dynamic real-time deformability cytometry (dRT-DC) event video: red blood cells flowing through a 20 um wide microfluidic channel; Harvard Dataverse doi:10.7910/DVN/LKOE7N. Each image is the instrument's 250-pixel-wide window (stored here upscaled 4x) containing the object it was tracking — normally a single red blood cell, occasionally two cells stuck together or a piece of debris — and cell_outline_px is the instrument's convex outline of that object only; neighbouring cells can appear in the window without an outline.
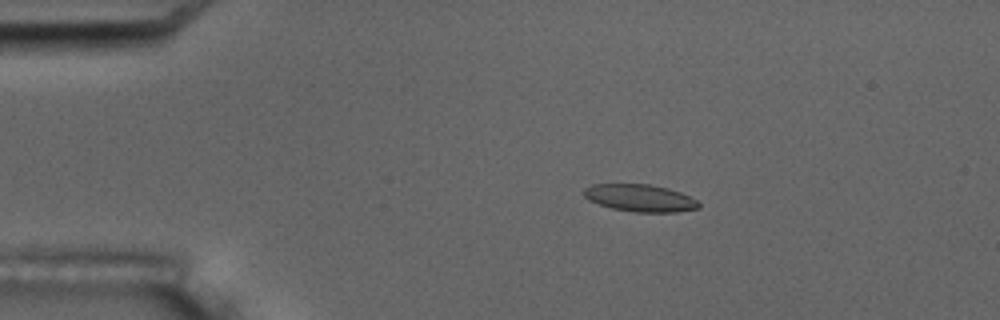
{"species": "common noctule bat (a hibernating species)", "species_latin": "Nyctalus noctula", "temperature_condition": "room temperature", "stored_images_in_passage": 6, "camera_frame_rate_fps": 3000, "um_per_image_px": 0.085, "animal": {"sex": "male", "body_mass_g": 17.5, "forearm_length_mm": 52.3}, "frame": {"image": 1, "passage_image": 3, "time_ms": 2.333, "image_size_px": [1000, 320], "cell_outline_px": [[700, 208], [676, 212], [636, 212], [612, 208], [588, 200], [584, 196], [584, 188], [592, 184], [652, 184], [668, 188], [680, 192], [696, 200], [700, 204]], "centroid_in_image_um": [54.4, 16.82], "position_along_channel_um": 30.6, "area_um2": 18.21}}
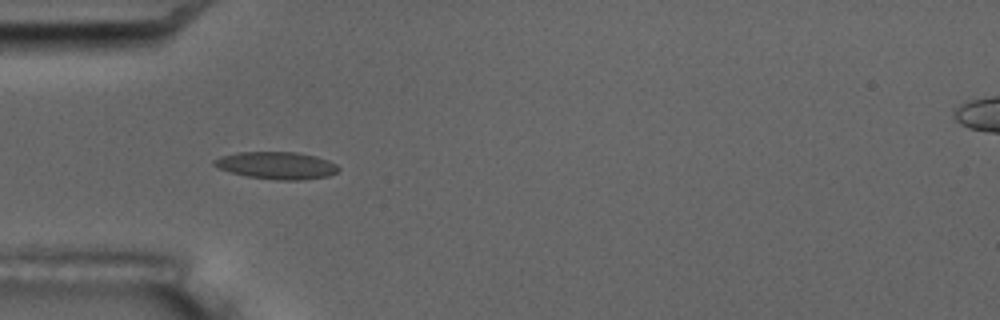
{"frame": {"image": 2, "passage_image": 5, "time_ms": 4.667, "image_size_px": [1000, 320], "cell_outline_px": [[340, 168], [336, 172], [328, 176], [300, 180], [276, 180], [248, 176], [232, 172], [220, 168], [212, 164], [212, 160], [220, 156], [236, 152], [296, 152], [316, 156], [328, 160], [336, 164]], "centroid_in_image_um": [23.51, 14.05], "position_along_channel_um": 61.5, "area_um2": 19.71}}